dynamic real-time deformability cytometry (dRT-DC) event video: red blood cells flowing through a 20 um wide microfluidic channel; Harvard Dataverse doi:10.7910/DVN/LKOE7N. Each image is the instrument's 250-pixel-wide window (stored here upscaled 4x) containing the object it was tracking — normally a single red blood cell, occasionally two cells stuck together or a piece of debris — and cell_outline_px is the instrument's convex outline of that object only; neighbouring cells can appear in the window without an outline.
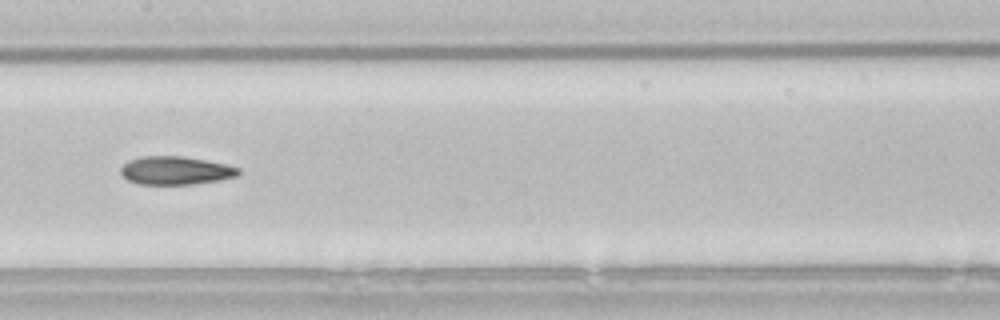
{"species": "common noctule bat (a hibernating species)", "species_latin": "Nyctalus noctula", "temperature_condition": "room temperature", "stored_images_in_passage": 32, "camera_frame_rate_fps": 3000, "um_per_image_px": 0.085, "animal": {"sex": "male", "body_mass_g": 21.5, "forearm_length_mm": 52.0}, "frame": {"image": 1, "passage_image": 10, "time_ms": 3.0, "image_size_px": [1000, 320], "cell_outline_px": [[240, 172], [236, 176], [220, 180], [192, 184], [140, 184], [128, 180], [120, 172], [120, 168], [128, 160], [140, 156], [184, 156], [224, 164], [240, 168]], "centroid_in_image_um": [14.9, 14.49], "position_along_channel_um": 192.5, "area_um2": 19.31}}
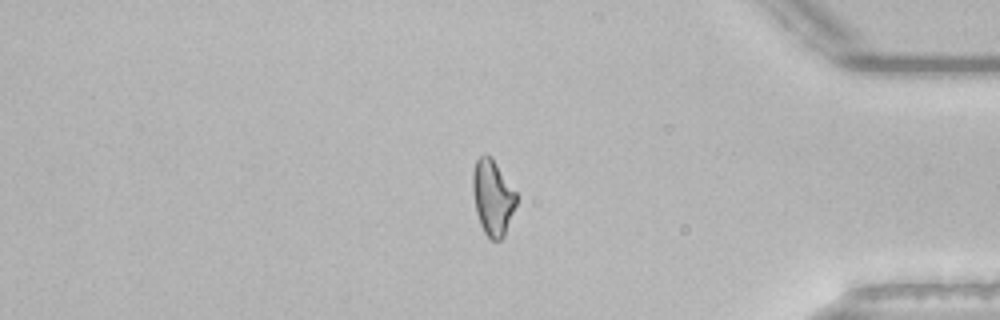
{"frame": {"image": 2, "passage_image": 28, "time_ms": 9.0, "image_size_px": [1000, 320], "cell_outline_px": [[516, 204], [504, 236], [500, 240], [492, 240], [484, 232], [480, 224], [476, 212], [472, 192], [472, 172], [476, 160], [480, 156], [492, 156], [516, 192]], "centroid_in_image_um": [41.86, 16.77], "position_along_channel_um": 393.3, "area_um2": 19.13}}